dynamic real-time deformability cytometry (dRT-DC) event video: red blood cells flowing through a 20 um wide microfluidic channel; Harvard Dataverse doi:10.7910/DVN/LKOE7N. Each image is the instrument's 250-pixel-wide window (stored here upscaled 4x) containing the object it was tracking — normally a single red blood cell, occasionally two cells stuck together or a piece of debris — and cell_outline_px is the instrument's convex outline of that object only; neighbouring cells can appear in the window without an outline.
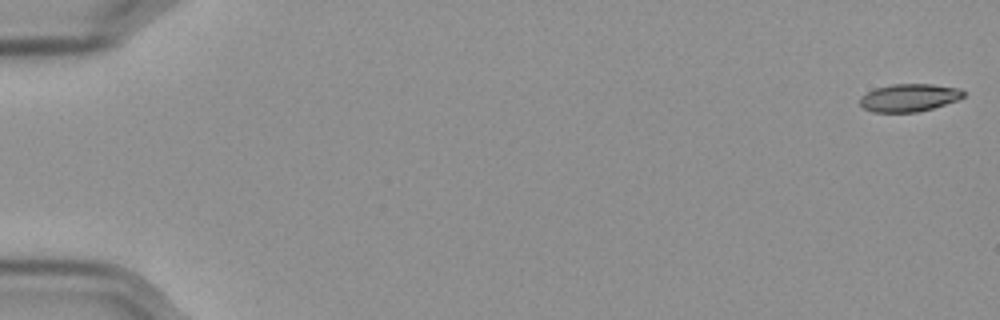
{"species": "Egyptian fruit bat (a non-hibernating species)", "species_latin": "Rousettus aegyptiacus", "temperature_condition": "cold", "stored_images_in_passage": 57, "camera_frame_rate_fps": 3000, "um_per_image_px": 0.085, "frame": {"image": 1, "passage_image": 1, "time_ms": 0.0, "image_size_px": [1000, 320], "cell_outline_px": [[964, 96], [956, 100], [932, 108], [916, 112], [872, 112], [864, 108], [860, 104], [860, 96], [876, 88], [892, 84], [932, 84], [960, 88], [964, 92]], "centroid_in_image_um": [77.26, 8.3], "position_along_channel_um": 7.7, "area_um2": 16.59}}
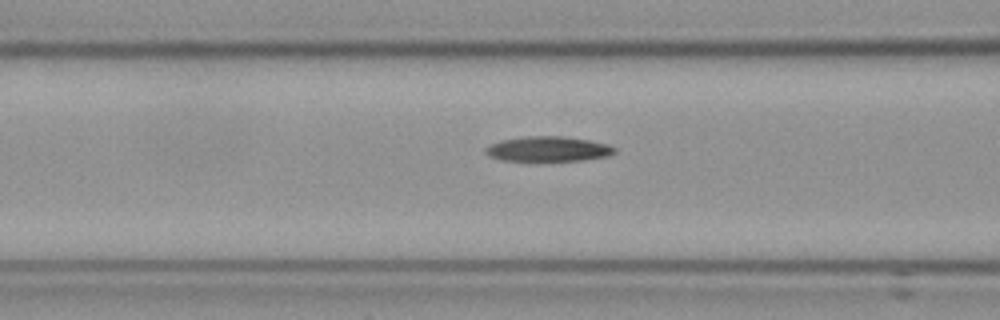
{"frame": {"image": 2, "passage_image": 24, "time_ms": 7.667, "image_size_px": [1000, 320], "cell_outline_px": [[616, 152], [608, 156], [584, 160], [500, 160], [488, 156], [484, 152], [484, 148], [488, 144], [500, 140], [528, 136], [564, 136], [588, 140], [608, 144], [616, 148]], "centroid_in_image_um": [46.56, 12.65], "position_along_channel_um": 120.0, "area_um2": 18.84}}
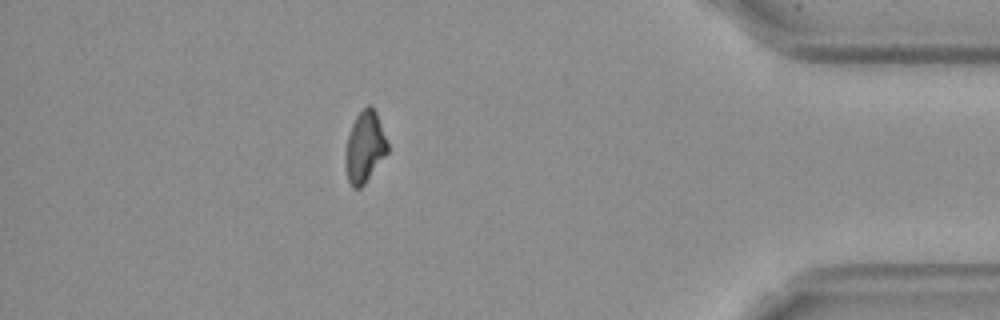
{"frame": {"image": 3, "passage_image": 51, "time_ms": 16.667, "image_size_px": [1000, 320], "cell_outline_px": [[388, 152], [364, 184], [360, 188], [352, 188], [348, 180], [344, 164], [344, 152], [348, 136], [352, 124], [356, 116], [368, 104], [372, 104], [376, 112], [388, 140]], "centroid_in_image_um": [30.99, 12.49], "position_along_channel_um": 404.2, "area_um2": 17.69}}